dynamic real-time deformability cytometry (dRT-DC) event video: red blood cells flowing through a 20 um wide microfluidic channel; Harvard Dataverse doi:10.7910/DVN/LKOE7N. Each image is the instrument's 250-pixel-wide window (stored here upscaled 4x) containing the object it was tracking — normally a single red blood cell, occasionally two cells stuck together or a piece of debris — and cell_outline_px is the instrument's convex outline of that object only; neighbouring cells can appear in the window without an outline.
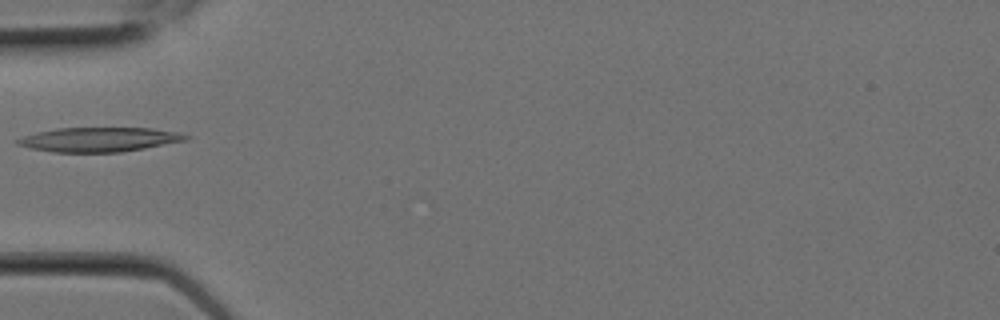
{"species": "Egyptian fruit bat (a non-hibernating species)", "species_latin": "Rousettus aegyptiacus", "temperature_condition": "room temperature", "stored_images_in_passage": 10, "camera_frame_rate_fps": 3000, "um_per_image_px": 0.085, "animal": {"sex": "female"}, "frame": {"image": 1, "passage_image": 6, "time_ms": 1.667, "image_size_px": [1000, 320], "cell_outline_px": [[192, 136], [188, 140], [144, 148], [120, 152], [52, 152], [32, 148], [16, 144], [16, 140], [24, 136], [36, 132], [56, 128], [152, 128], [180, 132]], "centroid_in_image_um": [8.48, 11.85], "position_along_channel_um": 76.5, "area_um2": 23.93}}
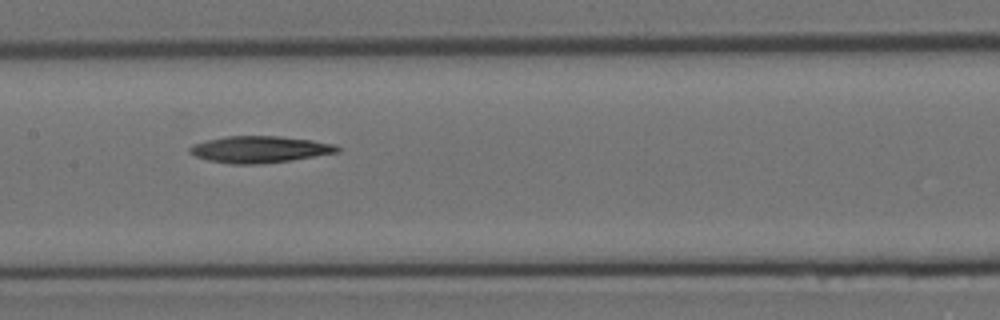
{"frame": {"image": 2, "passage_image": 9, "time_ms": 2.667, "image_size_px": [1000, 320], "cell_outline_px": [[340, 152], [288, 160], [260, 164], [232, 164], [208, 160], [196, 156], [188, 152], [188, 148], [192, 144], [224, 136], [280, 136], [312, 140], [336, 144], [340, 148]], "centroid_in_image_um": [22.06, 12.69], "position_along_channel_um": 185.3, "area_um2": 22.89}}
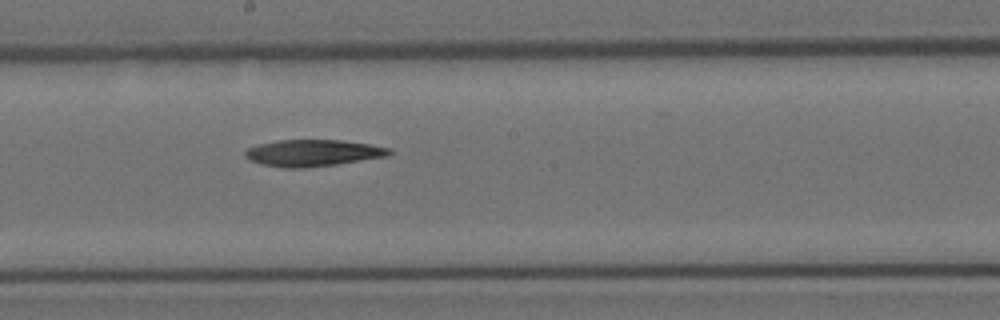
{"frame": {"image": 3, "passage_image": 10, "time_ms": 3.0, "image_size_px": [1000, 320], "cell_outline_px": [[392, 152], [388, 156], [336, 164], [308, 168], [284, 168], [260, 164], [248, 160], [244, 156], [244, 152], [248, 148], [260, 144], [276, 140], [340, 140], [368, 144], [392, 148]], "centroid_in_image_um": [26.57, 13.01], "position_along_channel_um": 221.6, "area_um2": 22.48}}